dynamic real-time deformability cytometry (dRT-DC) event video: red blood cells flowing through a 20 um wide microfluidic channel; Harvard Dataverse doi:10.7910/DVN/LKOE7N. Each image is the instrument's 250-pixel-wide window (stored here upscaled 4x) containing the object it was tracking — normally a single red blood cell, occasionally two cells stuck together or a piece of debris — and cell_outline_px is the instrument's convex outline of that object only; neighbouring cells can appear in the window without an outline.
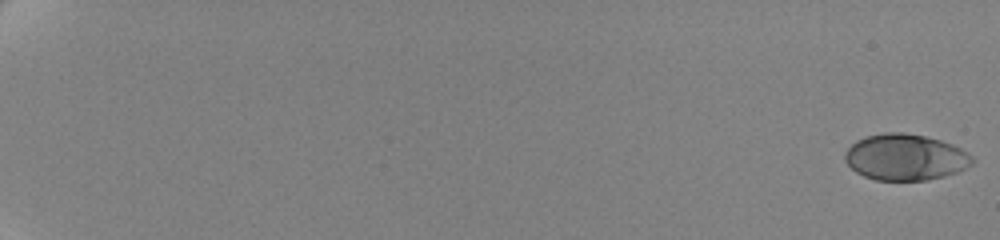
{"species": "human", "species_latin": "Homo sapiens", "temperature_condition": "cold", "stored_images_in_passage": 62, "camera_frame_rate_fps": 3000, "um_per_image_px": 0.085, "donor": {"sex": "female"}, "frame": {"image": 1, "passage_image": 1, "time_ms": 0.0, "image_size_px": [1000, 240], "cell_outline_px": [[972, 164], [956, 172], [944, 176], [924, 180], [876, 180], [864, 176], [856, 172], [844, 160], [844, 152], [856, 140], [868, 136], [884, 132], [904, 132], [924, 136], [940, 140], [952, 144], [960, 148], [972, 156]], "centroid_in_image_um": [76.92, 13.35], "position_along_channel_um": 8.1, "area_um2": 34.1}}
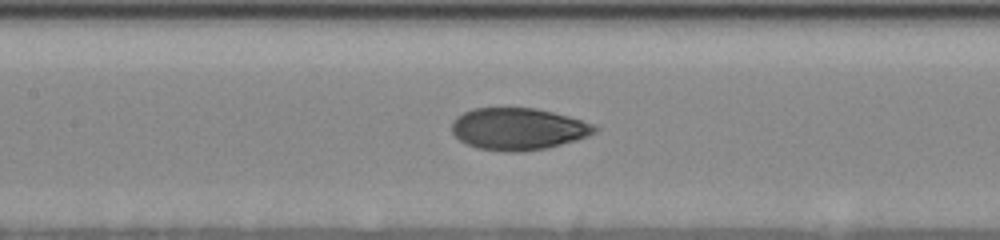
{"frame": {"image": 2, "passage_image": 34, "time_ms": 11.0, "image_size_px": [1000, 240], "cell_outline_px": [[600, 128], [596, 132], [588, 136], [576, 140], [548, 148], [524, 152], [512, 152], [476, 148], [460, 140], [452, 132], [452, 124], [456, 116], [472, 108], [536, 108], [568, 116], [592, 124]], "centroid_in_image_um": [44.05, 10.96], "position_along_channel_um": 163.4, "area_um2": 34.97}}
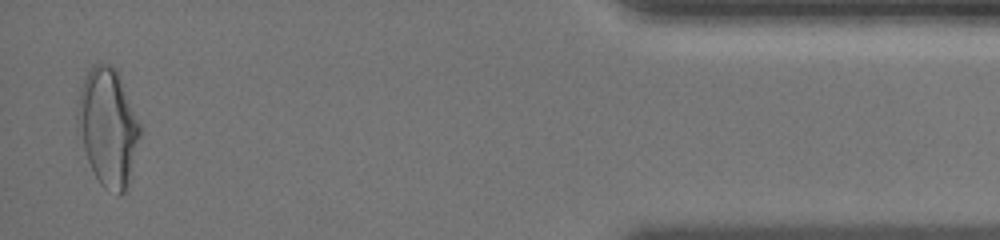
{"frame": {"image": 3, "passage_image": 61, "time_ms": 20.0, "image_size_px": [1000, 240], "cell_outline_px": [[140, 136], [128, 180], [124, 192], [120, 196], [116, 196], [104, 188], [100, 184], [88, 160], [76, 124], [76, 116], [80, 92], [84, 80], [88, 72], [96, 64], [112, 64], [116, 68], [120, 76], [140, 124]], "centroid_in_image_um": [9.17, 10.81], "position_along_channel_um": 426.0, "area_um2": 42.14}, "authors_computed_cell_mechanics": {"area_um2": 34.7089, "velocity_mm_per_s": 3.5069, "shape_relaxation_time_tau1_ms": 3.6278, "shape_relaxation_time_tau2_ms": 1.0992, "deformation_change_tau1": 0.1636, "deformation_change_tau2": 0.0542}}